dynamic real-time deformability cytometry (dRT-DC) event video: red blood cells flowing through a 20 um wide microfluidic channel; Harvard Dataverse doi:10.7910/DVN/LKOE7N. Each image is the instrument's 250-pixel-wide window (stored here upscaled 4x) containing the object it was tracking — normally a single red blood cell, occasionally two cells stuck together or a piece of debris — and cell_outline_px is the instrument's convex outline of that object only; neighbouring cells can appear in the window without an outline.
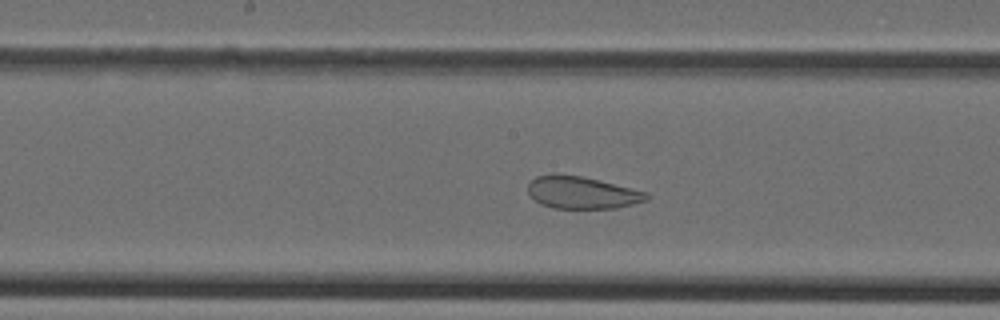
{"species": "Egyptian fruit bat (a non-hibernating species)", "species_latin": "Rousettus aegyptiacus", "temperature_condition": "cold", "stored_images_in_passage": 40, "camera_frame_rate_fps": 3000, "um_per_image_px": 0.085, "animal": {"sex": "female"}, "frame": {"image": 1, "passage_image": 18, "time_ms": 5.667, "image_size_px": [1000, 320], "cell_outline_px": [[648, 200], [616, 208], [552, 208], [540, 204], [528, 192], [528, 184], [536, 176], [552, 172], [584, 176], [648, 192]], "centroid_in_image_um": [49.45, 16.34], "position_along_channel_um": 198.8, "area_um2": 22.54}}
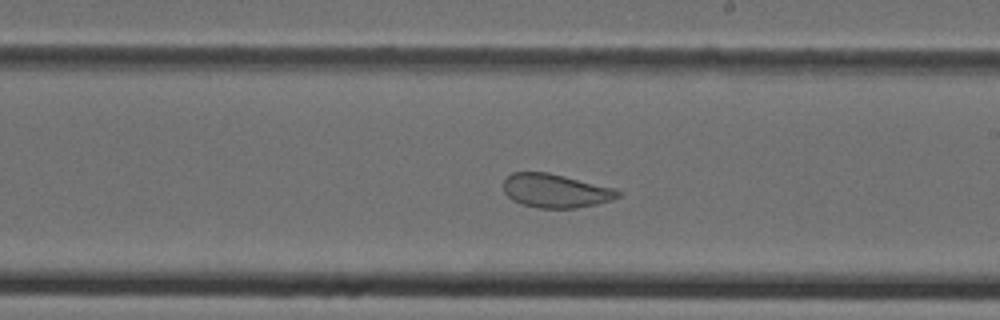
{"frame": {"image": 2, "passage_image": 21, "time_ms": 6.667, "image_size_px": [1000, 320], "cell_outline_px": [[620, 196], [612, 200], [596, 204], [576, 208], [536, 208], [512, 200], [504, 192], [504, 180], [512, 172], [548, 172], [616, 188], [620, 192]], "centroid_in_image_um": [47.24, 16.21], "position_along_channel_um": 241.8, "area_um2": 22.54}}
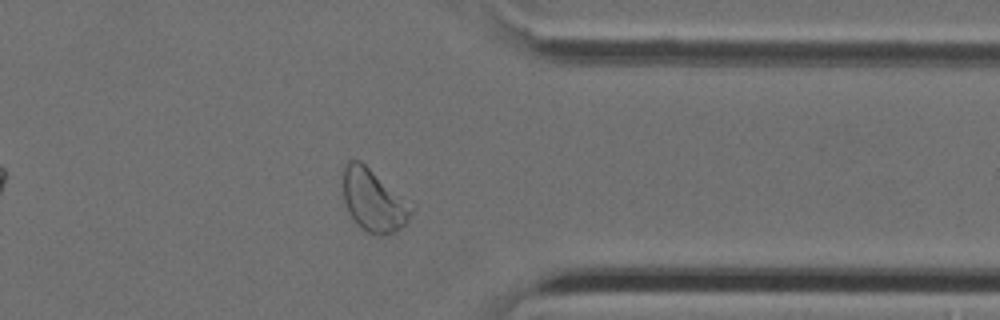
{"frame": {"image": 3, "passage_image": 31, "time_ms": 10.0, "image_size_px": [1000, 320], "cell_outline_px": [[416, 208], [408, 220], [400, 228], [392, 232], [380, 236], [368, 232], [356, 224], [348, 212], [344, 200], [344, 164], [348, 160], [360, 160], [412, 200], [416, 204]], "centroid_in_image_um": [31.83, 17.01], "position_along_channel_um": 379.6, "area_um2": 25.49}}